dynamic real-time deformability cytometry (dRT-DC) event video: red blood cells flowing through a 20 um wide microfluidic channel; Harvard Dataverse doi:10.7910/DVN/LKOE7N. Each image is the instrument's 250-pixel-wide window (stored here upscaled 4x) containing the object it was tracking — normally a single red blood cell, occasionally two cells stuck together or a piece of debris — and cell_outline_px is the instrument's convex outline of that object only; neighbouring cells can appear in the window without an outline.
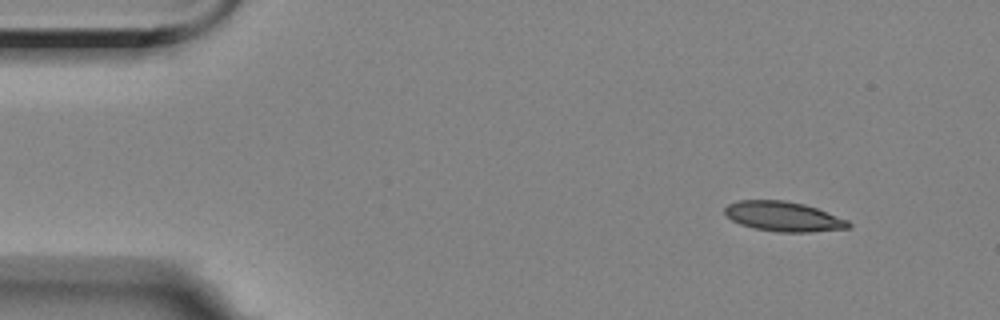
{"species": "Egyptian fruit bat (a non-hibernating species)", "species_latin": "Rousettus aegyptiacus", "temperature_condition": "room temperature", "stored_images_in_passage": 6, "camera_frame_rate_fps": 3000, "um_per_image_px": 0.085, "animal": {"sex": "female"}, "frame": {"image": 1, "passage_image": 2, "time_ms": 1.333, "image_size_px": [1000, 320], "cell_outline_px": [[852, 228], [808, 232], [776, 232], [756, 228], [740, 224], [732, 220], [724, 212], [724, 208], [728, 204], [740, 200], [784, 200], [804, 204], [816, 208], [848, 220], [852, 224]], "centroid_in_image_um": [66.61, 18.4], "position_along_channel_um": 18.4, "area_um2": 21.44}}
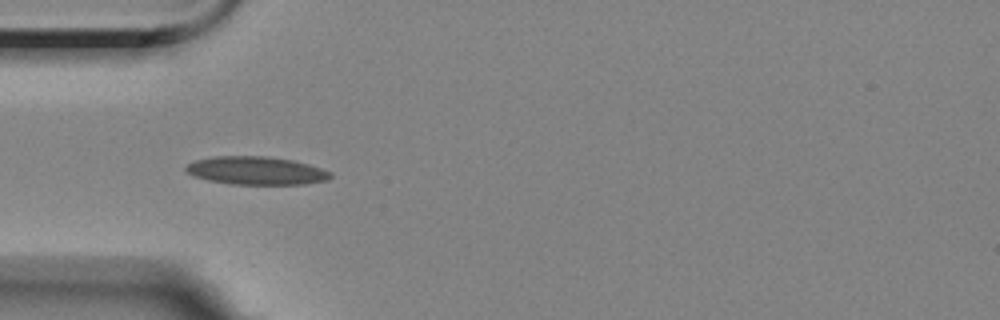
{"frame": {"image": 2, "passage_image": 5, "time_ms": 5.0, "image_size_px": [1000, 320], "cell_outline_px": [[332, 176], [328, 180], [304, 184], [232, 184], [208, 180], [192, 176], [184, 172], [184, 168], [188, 164], [196, 160], [212, 156], [268, 156], [292, 160], [308, 164], [332, 172]], "centroid_in_image_um": [21.75, 14.5], "position_along_channel_um": 63.3, "area_um2": 23.81}}
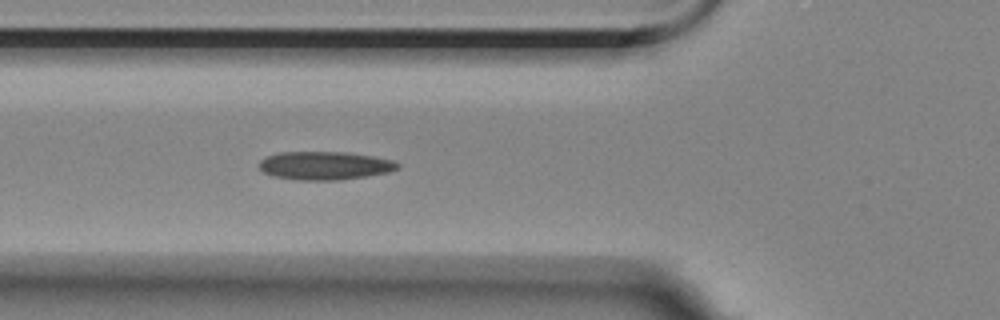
{"frame": {"image": 3, "passage_image": 6, "time_ms": 6.0, "image_size_px": [1000, 320], "cell_outline_px": [[400, 168], [388, 172], [340, 180], [300, 180], [272, 176], [264, 172], [260, 168], [260, 160], [264, 156], [280, 152], [348, 152], [372, 156], [392, 160], [400, 164]], "centroid_in_image_um": [27.59, 14.07], "position_along_channel_um": 98.2, "area_um2": 22.83}}